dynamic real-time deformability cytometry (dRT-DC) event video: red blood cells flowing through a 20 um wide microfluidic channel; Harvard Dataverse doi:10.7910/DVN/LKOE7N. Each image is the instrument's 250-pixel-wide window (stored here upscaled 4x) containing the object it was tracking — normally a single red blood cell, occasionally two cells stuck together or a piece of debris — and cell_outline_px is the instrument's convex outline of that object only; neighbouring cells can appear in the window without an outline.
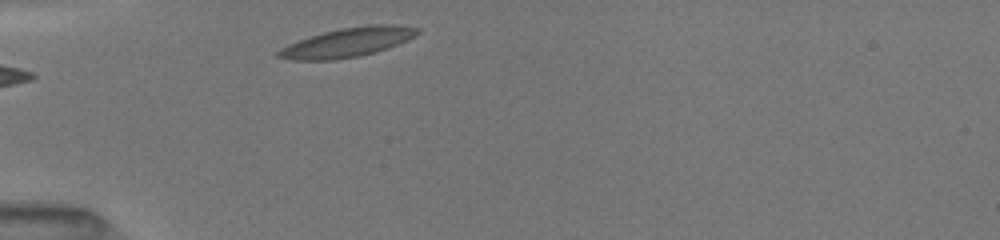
{"species": "common noctule bat (a hibernating species)", "species_latin": "Nyctalus noctula", "temperature_condition": "room temperature", "stored_images_in_passage": 6, "camera_frame_rate_fps": 3000, "um_per_image_px": 0.085, "animal": {"sex": "female", "body_mass_g": 19.5, "forearm_length_mm": 54.1}, "frame": {"image": 1, "passage_image": 1, "time_ms": 0.0, "image_size_px": [1000, 240], "cell_outline_px": [[420, 32], [396, 44], [360, 56], [336, 60], [292, 60], [276, 56], [276, 52], [280, 48], [288, 44], [324, 32], [340, 28], [368, 24], [392, 24], [420, 28]], "centroid_in_image_um": [29.49, 3.6], "position_along_channel_um": 55.5, "area_um2": 23.29}}
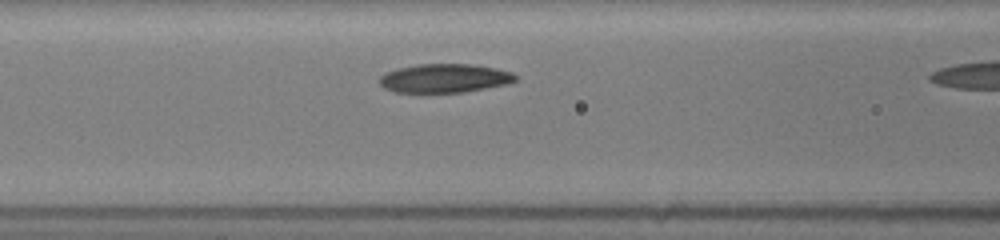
{"frame": {"image": 2, "passage_image": 5, "time_ms": 1.0, "image_size_px": [1000, 240], "cell_outline_px": [[516, 80], [504, 84], [464, 92], [392, 92], [384, 88], [380, 84], [380, 76], [384, 72], [396, 68], [416, 64], [472, 64], [496, 68], [512, 72], [516, 76]], "centroid_in_image_um": [37.73, 6.64], "position_along_channel_um": 128.9, "area_um2": 22.77}}